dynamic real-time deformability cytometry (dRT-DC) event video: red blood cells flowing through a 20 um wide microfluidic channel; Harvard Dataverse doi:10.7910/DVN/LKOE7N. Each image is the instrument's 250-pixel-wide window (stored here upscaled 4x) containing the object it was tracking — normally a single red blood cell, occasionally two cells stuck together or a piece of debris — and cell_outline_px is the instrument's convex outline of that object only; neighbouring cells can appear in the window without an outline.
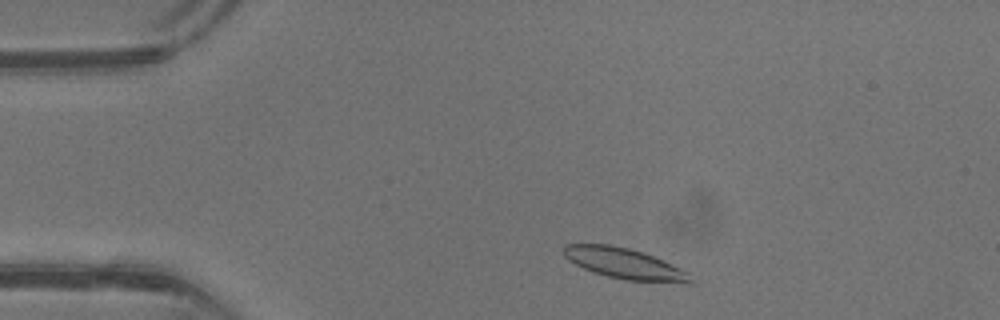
{"species": "common noctule bat (a hibernating species)", "species_latin": "Nyctalus noctula", "temperature_condition": "warm", "stored_images_in_passage": 36, "camera_frame_rate_fps": 3000, "um_per_image_px": 0.085, "animal": {"sex": "male", "body_mass_g": 13.3}, "frame": {"image": 1, "passage_image": 2, "time_ms": 0.333, "image_size_px": [1000, 320], "cell_outline_px": [[692, 284], [688, 284], [624, 280], [592, 272], [568, 260], [564, 256], [564, 244], [608, 244], [628, 248], [644, 252], [680, 268], [688, 272], [692, 280]], "centroid_in_image_um": [53.11, 22.42], "position_along_channel_um": 31.9, "area_um2": 22.77}}
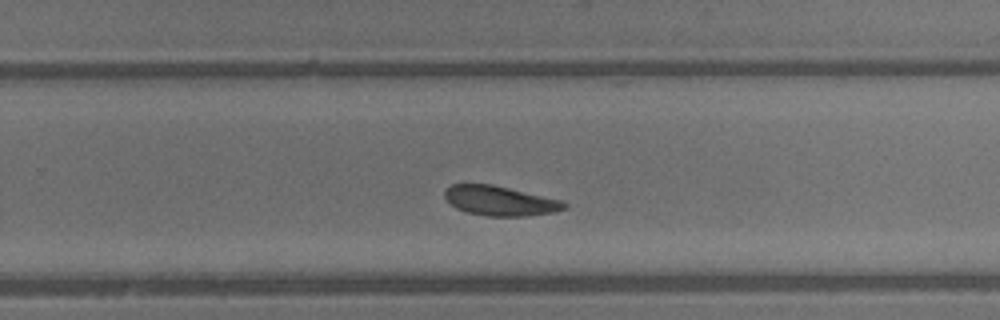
{"frame": {"image": 2, "passage_image": 21, "time_ms": 6.667, "image_size_px": [1000, 320], "cell_outline_px": [[568, 208], [556, 212], [528, 216], [488, 216], [468, 212], [456, 208], [444, 196], [444, 192], [452, 184], [492, 184], [564, 200], [568, 204]], "centroid_in_image_um": [42.59, 17.07], "position_along_channel_um": 287.2, "area_um2": 20.81}}
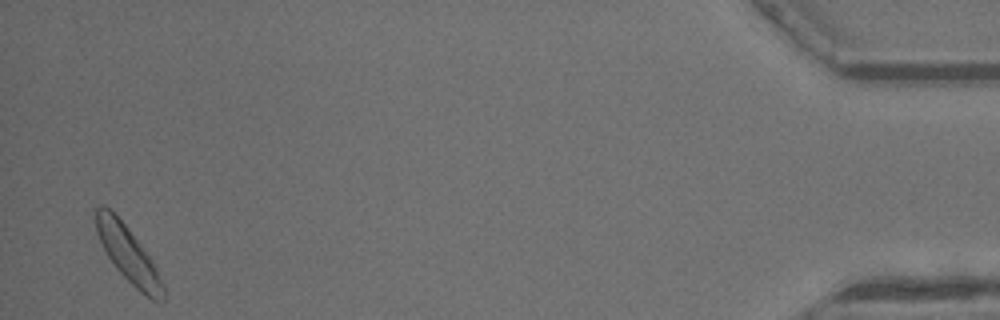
{"frame": {"image": 3, "passage_image": 35, "time_ms": 11.333, "image_size_px": [1000, 320], "cell_outline_px": [[164, 300], [152, 300], [140, 292], [116, 268], [108, 256], [96, 232], [92, 208], [100, 204], [104, 204], [128, 228], [152, 260], [164, 284]], "centroid_in_image_um": [10.85, 21.56], "position_along_channel_um": 424.3, "area_um2": 21.73}, "authors_computed_cell_mechanics": {"area_um2": 21.5305, "velocity_mm_per_s": 4.8792, "shape_relaxation_time_tau1_ms": 2.235, "shape_relaxation_time_tau2_ms": 5.1054, "deformation_change_tau1": 0.1059, "deformation_change_tau2": 0.1422}}